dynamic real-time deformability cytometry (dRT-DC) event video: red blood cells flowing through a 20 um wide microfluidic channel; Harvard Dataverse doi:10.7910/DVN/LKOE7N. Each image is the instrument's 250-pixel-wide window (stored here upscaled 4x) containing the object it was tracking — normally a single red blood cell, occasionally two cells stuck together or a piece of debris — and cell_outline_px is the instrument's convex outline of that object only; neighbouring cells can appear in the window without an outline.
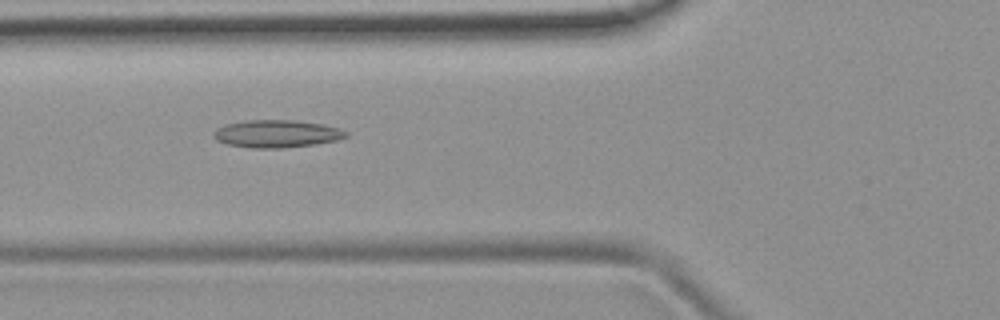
{"species": "common noctule bat (a hibernating species)", "species_latin": "Nyctalus noctula", "temperature_condition": "room temperature", "stored_images_in_passage": 51, "camera_frame_rate_fps": 3000, "um_per_image_px": 0.085, "animal": {"sex": "female", "body_mass_g": 19.9}, "frame": {"image": 1, "passage_image": 19, "time_ms": 6.0, "image_size_px": [1000, 320], "cell_outline_px": [[348, 136], [336, 140], [316, 144], [280, 148], [252, 148], [224, 144], [216, 140], [212, 136], [212, 132], [216, 128], [224, 124], [248, 120], [296, 120], [324, 124], [348, 132]], "centroid_in_image_um": [23.46, 11.37], "position_along_channel_um": 102.3, "area_um2": 21.44}}
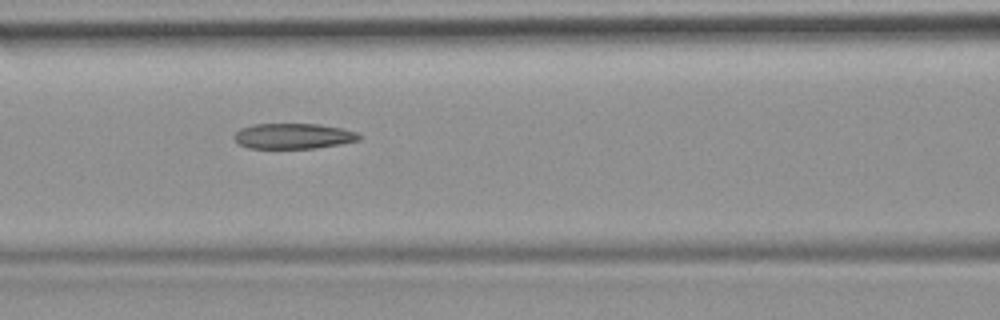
{"frame": {"image": 2, "passage_image": 22, "time_ms": 7.0, "image_size_px": [1000, 320], "cell_outline_px": [[360, 140], [340, 144], [316, 148], [248, 148], [240, 144], [232, 136], [240, 128], [252, 124], [320, 124], [344, 128], [360, 132]], "centroid_in_image_um": [24.97, 11.56], "position_along_channel_um": 141.6, "area_um2": 18.73}}
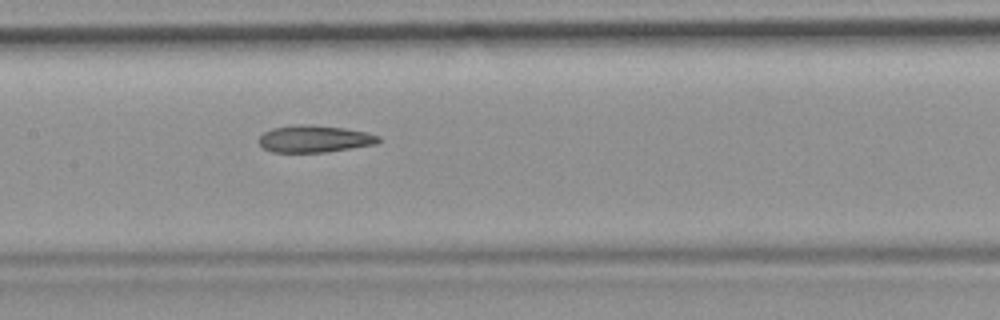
{"frame": {"image": 3, "passage_image": 25, "time_ms": 8.0, "image_size_px": [1000, 320], "cell_outline_px": [[380, 140], [376, 144], [324, 152], [272, 152], [264, 148], [260, 144], [260, 136], [264, 132], [272, 128], [292, 124], [312, 124], [344, 128], [368, 132], [380, 136]], "centroid_in_image_um": [26.73, 11.78], "position_along_channel_um": 180.7, "area_um2": 18.9}, "authors_computed_cell_mechanics": {"area_um2": 19.652, "velocity_mm_per_s": 3.9271, "shape_relaxation_time_tau1_ms": null, "shape_relaxation_time_tau2_ms": 4.3519, "deformation_change_tau1": null, "deformation_change_tau2": 0.1471}}